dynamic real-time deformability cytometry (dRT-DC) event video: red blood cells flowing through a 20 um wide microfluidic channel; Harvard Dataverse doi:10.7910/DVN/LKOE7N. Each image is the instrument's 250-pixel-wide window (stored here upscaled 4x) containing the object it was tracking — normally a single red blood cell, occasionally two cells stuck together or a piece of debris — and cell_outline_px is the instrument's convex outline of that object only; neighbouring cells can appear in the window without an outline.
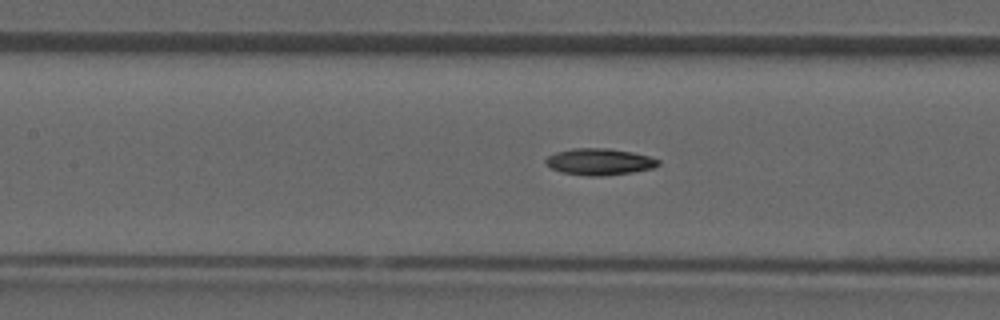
{"species": "common noctule bat (a hibernating species)", "species_latin": "Nyctalus noctula", "temperature_condition": "room temperature", "stored_images_in_passage": 46, "camera_frame_rate_fps": 3000, "um_per_image_px": 0.085, "animal": {"sex": "male", "forearm_length_mm": 52.5}, "frame": {"image": 1, "passage_image": 20, "time_ms": 6.333, "image_size_px": [1000, 320], "cell_outline_px": [[660, 164], [652, 168], [632, 172], [600, 176], [588, 176], [564, 172], [552, 168], [544, 160], [548, 156], [556, 152], [572, 148], [608, 148], [632, 152], [648, 156], [660, 160]], "centroid_in_image_um": [50.97, 13.74], "position_along_channel_um": 156.4, "area_um2": 17.22}}